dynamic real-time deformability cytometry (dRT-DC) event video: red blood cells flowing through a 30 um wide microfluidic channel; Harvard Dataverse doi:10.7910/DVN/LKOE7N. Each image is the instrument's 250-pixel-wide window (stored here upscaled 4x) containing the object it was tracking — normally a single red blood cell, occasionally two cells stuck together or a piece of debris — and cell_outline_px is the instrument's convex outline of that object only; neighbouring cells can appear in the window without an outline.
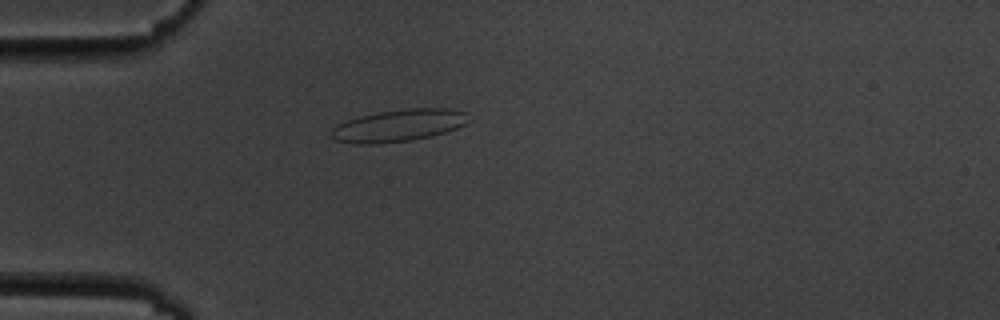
{"species": "common noctule bat (a hibernating species)", "species_latin": "Nyctalus noctula", "temperature_condition": "cold", "stored_images_in_passage": 5, "camera_frame_rate_fps": 3000, "um_per_image_px": 0.085, "animal": {"sex": "male", "body_mass_g": 19.5, "forearm_length_mm": 54.6}, "frame": {"image": 1, "passage_image": 5, "time_ms": 4.333, "image_size_px": [1000, 320], "cell_outline_px": [[472, 120], [456, 128], [444, 132], [412, 140], [376, 144], [356, 144], [336, 140], [332, 136], [332, 128], [336, 124], [360, 116], [380, 112], [408, 108], [444, 108], [468, 112]], "centroid_in_image_um": [33.91, 10.66], "position_along_channel_um": 51.1, "area_um2": 25.61}}